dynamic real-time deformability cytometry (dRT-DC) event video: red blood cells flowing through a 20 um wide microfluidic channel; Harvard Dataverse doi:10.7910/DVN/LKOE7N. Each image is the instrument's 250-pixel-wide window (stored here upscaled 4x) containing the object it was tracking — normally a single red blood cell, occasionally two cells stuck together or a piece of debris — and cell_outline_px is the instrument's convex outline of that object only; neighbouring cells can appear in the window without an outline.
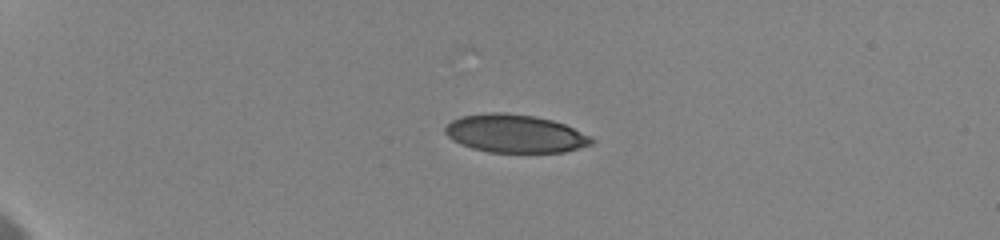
{"species": "human", "species_latin": "Homo sapiens", "temperature_condition": "cold", "stored_images_in_passage": 33, "camera_frame_rate_fps": 3000, "um_per_image_px": 0.085, "donor": {"sex": "female"}, "frame": {"image": 1, "passage_image": 1, "time_ms": 0.0, "image_size_px": [1000, 240], "cell_outline_px": [[596, 140], [592, 144], [564, 152], [488, 152], [472, 148], [460, 144], [452, 140], [444, 132], [444, 128], [452, 120], [460, 116], [488, 112], [504, 112], [536, 116], [552, 120], [564, 124], [592, 136]], "centroid_in_image_um": [43.78, 11.35], "position_along_channel_um": 41.2, "area_um2": 32.71}}
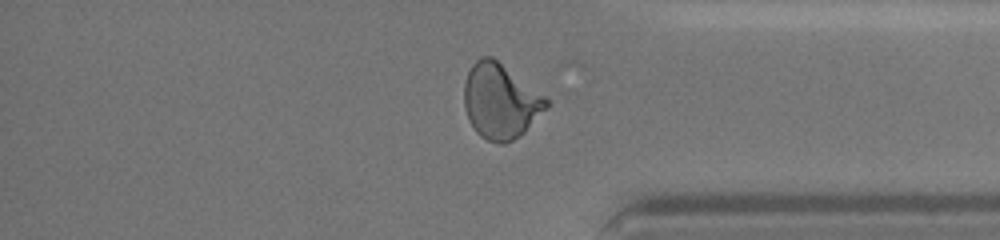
{"frame": {"image": 2, "passage_image": 25, "time_ms": 11.667, "image_size_px": [1000, 240], "cell_outline_px": [[548, 108], [524, 132], [512, 140], [504, 144], [488, 140], [480, 136], [476, 132], [468, 120], [464, 108], [464, 84], [468, 72], [472, 64], [480, 56], [492, 56], [544, 96], [548, 100]], "centroid_in_image_um": [42.51, 8.6], "position_along_channel_um": 392.7, "area_um2": 35.72}}
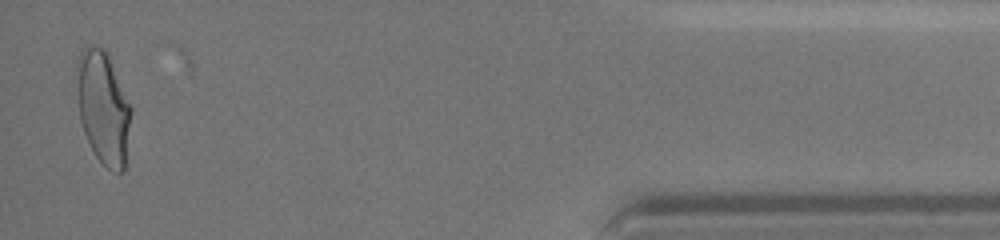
{"frame": {"image": 3, "passage_image": 32, "time_ms": 14.0, "image_size_px": [1000, 240], "cell_outline_px": [[132, 112], [124, 172], [116, 172], [108, 168], [96, 156], [84, 132], [80, 120], [76, 64], [76, 60], [84, 44], [88, 44], [104, 48], [108, 52], [132, 108]], "centroid_in_image_um": [8.79, 9.08], "position_along_channel_um": 426.4, "area_um2": 35.89}, "authors_computed_cell_mechanics": {"area_um2": 34.391, "velocity_mm_per_s": 3.5916, "shape_relaxation_time_tau1_ms": 3.0109, "shape_relaxation_time_tau2_ms": null, "deformation_change_tau1": 0.1258, "deformation_change_tau2": null}}